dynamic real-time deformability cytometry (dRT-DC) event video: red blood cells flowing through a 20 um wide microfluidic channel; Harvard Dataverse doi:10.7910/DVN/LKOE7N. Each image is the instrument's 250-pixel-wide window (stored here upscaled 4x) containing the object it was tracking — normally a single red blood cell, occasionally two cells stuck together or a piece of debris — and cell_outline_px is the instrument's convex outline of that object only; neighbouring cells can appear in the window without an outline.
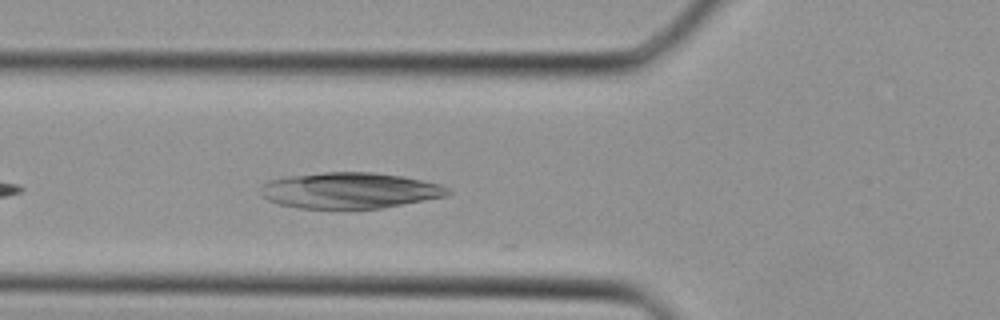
{"species": "Egyptian fruit bat (a non-hibernating species)", "species_latin": "Rousettus aegyptiacus", "temperature_condition": "cold", "stored_images_in_passage": 26, "camera_frame_rate_fps": 3000, "um_per_image_px": 0.085, "animal": {"sex": "female"}, "frame": {"image": 1, "passage_image": 5, "time_ms": 1.333, "image_size_px": [1000, 320], "cell_outline_px": [[452, 192], [444, 196], [380, 208], [300, 208], [280, 204], [268, 200], [260, 192], [260, 188], [268, 180], [288, 176], [324, 172], [372, 172], [404, 176], [440, 184], [448, 188]], "centroid_in_image_um": [29.71, 16.17], "position_along_channel_um": 96.1, "area_um2": 38.9}}